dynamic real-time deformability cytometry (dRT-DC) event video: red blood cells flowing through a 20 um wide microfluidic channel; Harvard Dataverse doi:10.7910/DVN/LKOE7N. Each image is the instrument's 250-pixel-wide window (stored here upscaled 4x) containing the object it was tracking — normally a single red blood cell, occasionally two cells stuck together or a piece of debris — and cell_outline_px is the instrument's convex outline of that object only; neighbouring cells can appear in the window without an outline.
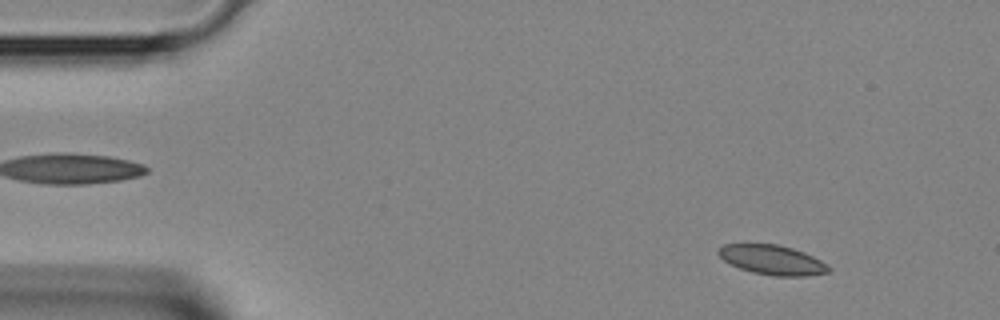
{"species": "Egyptian fruit bat (a non-hibernating species)", "species_latin": "Rousettus aegyptiacus", "temperature_condition": "room temperature", "stored_images_in_passage": 40, "camera_frame_rate_fps": 3000, "um_per_image_px": 0.085, "animal": {"sex": "female"}, "frame": {"image": 1, "passage_image": 4, "time_ms": 1.0, "image_size_px": [1000, 320], "cell_outline_px": [[832, 268], [828, 272], [804, 276], [772, 276], [752, 272], [740, 268], [724, 260], [716, 252], [716, 248], [724, 244], [776, 244], [792, 248], [804, 252], [820, 260]], "centroid_in_image_um": [65.62, 22.09], "position_along_channel_um": 19.4, "area_um2": 18.96}}
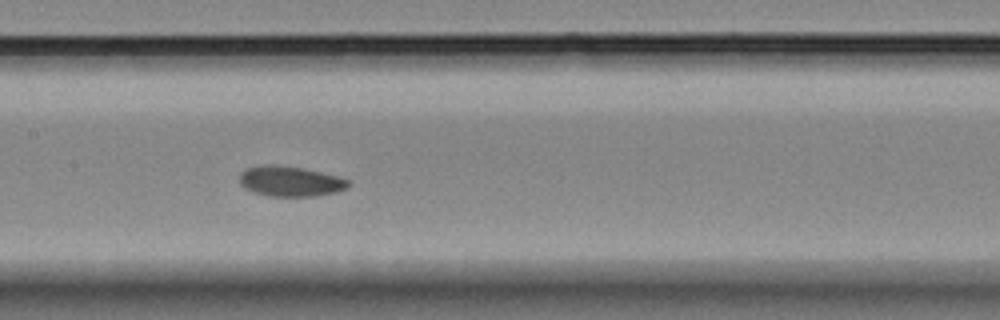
{"frame": {"image": 2, "passage_image": 19, "time_ms": 6.0, "image_size_px": [1000, 320], "cell_outline_px": [[352, 184], [348, 188], [336, 192], [316, 196], [268, 196], [252, 192], [244, 188], [240, 184], [240, 172], [244, 168], [260, 164], [276, 164], [304, 168], [340, 176], [352, 180]], "centroid_in_image_um": [24.69, 15.39], "position_along_channel_um": 182.7, "area_um2": 19.83}}
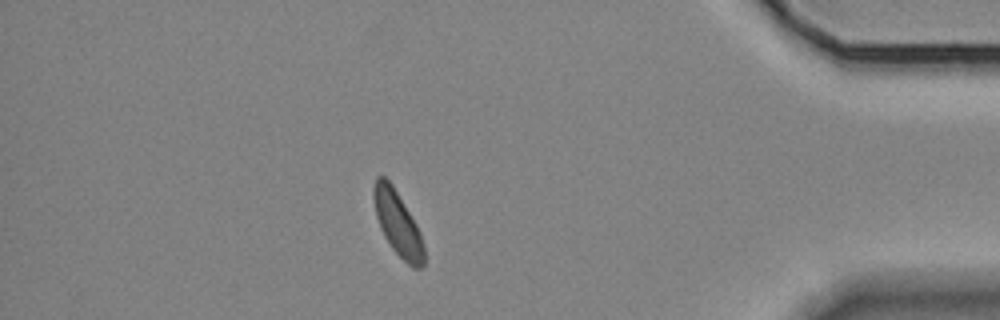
{"frame": {"image": 3, "passage_image": 35, "time_ms": 11.333, "image_size_px": [1000, 320], "cell_outline_px": [[424, 264], [420, 268], [412, 268], [392, 248], [384, 236], [380, 228], [376, 216], [372, 196], [372, 188], [376, 176], [384, 176], [392, 184], [416, 224], [420, 232], [424, 244]], "centroid_in_image_um": [33.78, 18.97], "position_along_channel_um": 401.4, "area_um2": 18.84}}